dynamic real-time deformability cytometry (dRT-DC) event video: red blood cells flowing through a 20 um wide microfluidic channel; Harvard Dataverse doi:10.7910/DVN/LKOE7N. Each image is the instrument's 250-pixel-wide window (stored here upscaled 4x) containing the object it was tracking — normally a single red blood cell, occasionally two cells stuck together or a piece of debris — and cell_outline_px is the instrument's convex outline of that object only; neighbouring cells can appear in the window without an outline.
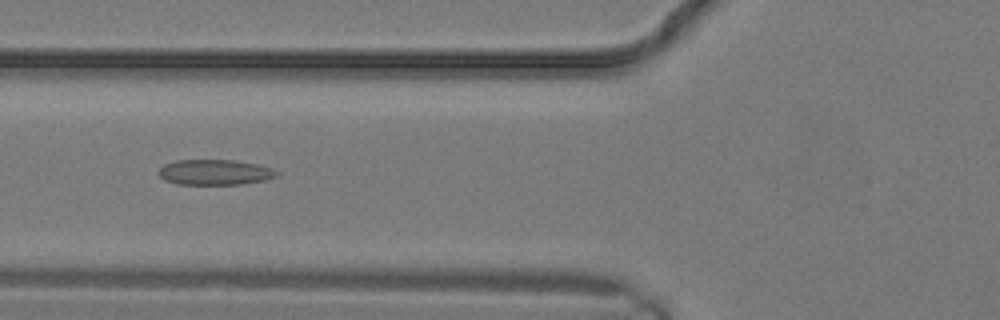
{"species": "common noctule bat (a hibernating species)", "species_latin": "Nyctalus noctula", "temperature_condition": "warm", "stored_images_in_passage": 15, "camera_frame_rate_fps": 3000, "um_per_image_px": 0.085, "animal": {"sex": "male", "body_mass_g": 19.2, "forearm_length_mm": 51.8}, "frame": {"image": 1, "passage_image": 9, "time_ms": 2.667, "image_size_px": [1000, 320], "cell_outline_px": [[280, 176], [264, 180], [240, 184], [176, 184], [164, 180], [156, 172], [164, 164], [176, 160], [232, 160], [260, 164], [272, 168], [280, 172]], "centroid_in_image_um": [18.28, 14.63], "position_along_channel_um": 107.5, "area_um2": 17.69}}
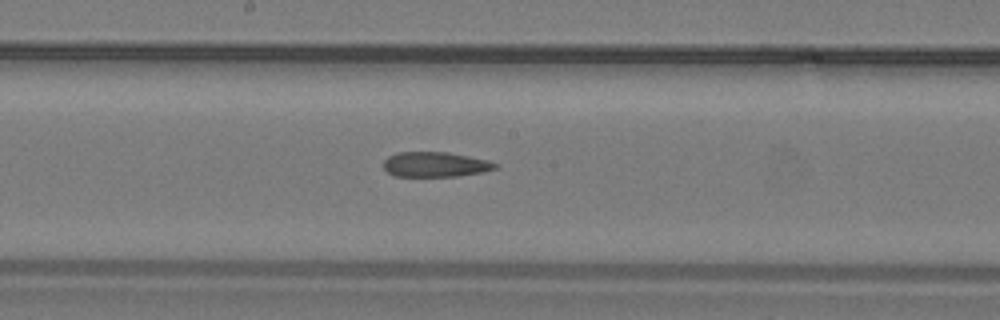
{"frame": {"image": 2, "passage_image": 13, "time_ms": 4.0, "image_size_px": [1000, 320], "cell_outline_px": [[500, 164], [496, 168], [484, 172], [456, 176], [396, 176], [388, 172], [384, 168], [384, 160], [388, 156], [396, 152], [448, 152], [488, 160]], "centroid_in_image_um": [37.01, 13.97], "position_along_channel_um": 211.2, "area_um2": 16.3}}
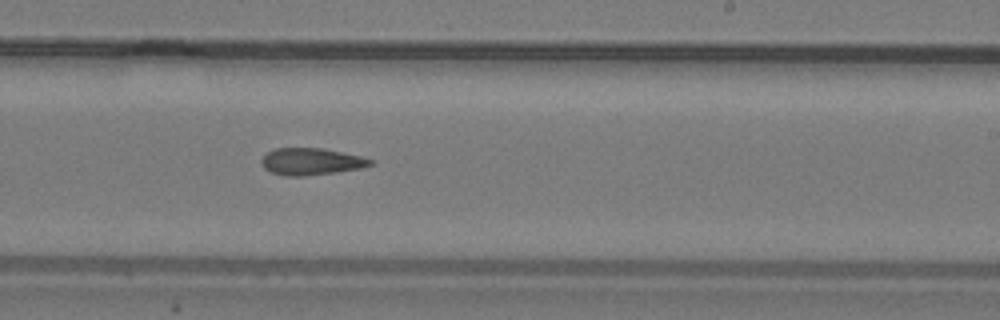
{"frame": {"image": 3, "passage_image": 15, "time_ms": 4.667, "image_size_px": [1000, 320], "cell_outline_px": [[376, 160], [372, 164], [360, 168], [336, 172], [304, 176], [284, 176], [272, 172], [264, 168], [260, 160], [268, 152], [276, 148], [324, 148], [360, 156]], "centroid_in_image_um": [26.46, 13.73], "position_along_channel_um": 262.5, "area_um2": 17.05}}